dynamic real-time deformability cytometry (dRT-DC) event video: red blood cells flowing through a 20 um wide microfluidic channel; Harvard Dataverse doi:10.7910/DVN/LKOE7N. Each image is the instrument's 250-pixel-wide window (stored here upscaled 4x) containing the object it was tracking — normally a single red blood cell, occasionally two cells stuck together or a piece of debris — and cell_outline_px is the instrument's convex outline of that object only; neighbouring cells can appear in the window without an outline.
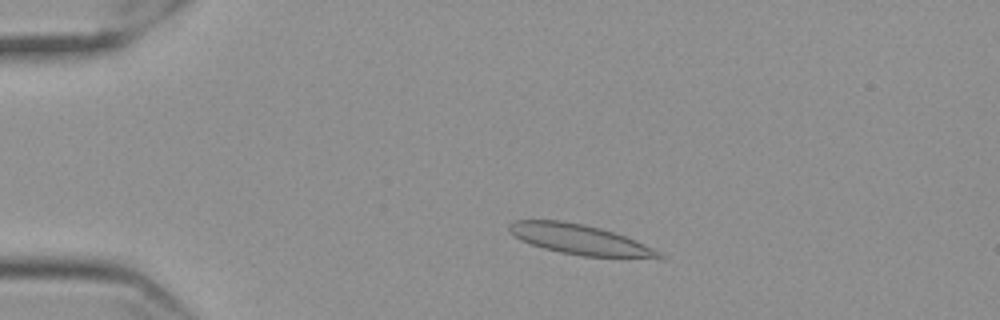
{"species": "Egyptian fruit bat (a non-hibernating species)", "species_latin": "Rousettus aegyptiacus", "temperature_condition": "cold", "stored_images_in_passage": 52, "camera_frame_rate_fps": 3000, "um_per_image_px": 0.085, "frame": {"image": 1, "passage_image": 7, "time_ms": 2.0, "image_size_px": [1000, 320], "cell_outline_px": [[668, 256], [660, 260], [580, 256], [560, 252], [544, 248], [520, 240], [508, 232], [508, 224], [512, 220], [560, 220], [584, 224], [600, 228], [624, 236], [652, 248]], "centroid_in_image_um": [49.34, 20.39], "position_along_channel_um": 35.7, "area_um2": 26.76}}
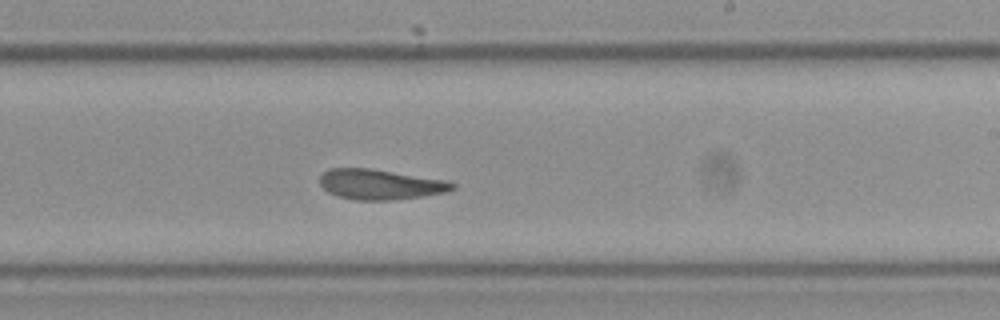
{"frame": {"image": 2, "passage_image": 30, "time_ms": 9.667, "image_size_px": [1000, 320], "cell_outline_px": [[456, 188], [448, 192], [424, 196], [392, 200], [352, 200], [336, 196], [328, 192], [320, 184], [320, 176], [328, 168], [372, 168], [444, 180], [456, 184]], "centroid_in_image_um": [32.31, 15.68], "position_along_channel_um": 256.7, "area_um2": 23.52}}
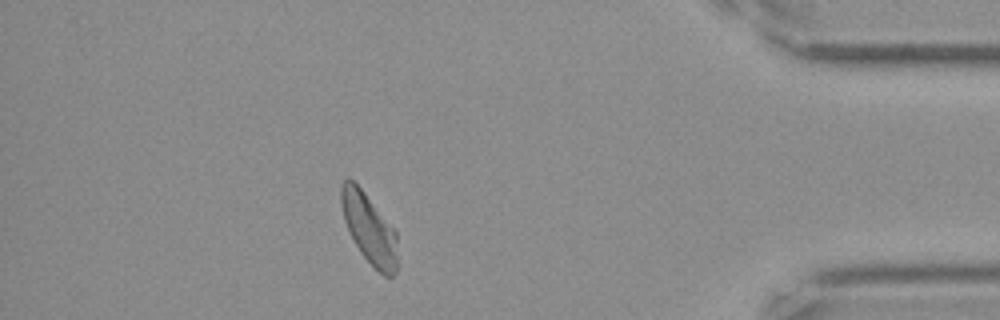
{"frame": {"image": 3, "passage_image": 46, "time_ms": 15.0, "image_size_px": [1000, 320], "cell_outline_px": [[396, 272], [392, 276], [384, 276], [360, 252], [344, 220], [340, 204], [340, 184], [348, 176], [364, 192], [396, 232]], "centroid_in_image_um": [31.34, 19.39], "position_along_channel_um": 403.9, "area_um2": 22.37}, "authors_computed_cell_mechanics": {"area_um2": 23.9292, "velocity_mm_per_s": 3.5053, "shape_relaxation_time_tau1_ms": null, "shape_relaxation_time_tau2_ms": 3.2334, "deformation_change_tau1": null, "deformation_change_tau2": 0.09}}